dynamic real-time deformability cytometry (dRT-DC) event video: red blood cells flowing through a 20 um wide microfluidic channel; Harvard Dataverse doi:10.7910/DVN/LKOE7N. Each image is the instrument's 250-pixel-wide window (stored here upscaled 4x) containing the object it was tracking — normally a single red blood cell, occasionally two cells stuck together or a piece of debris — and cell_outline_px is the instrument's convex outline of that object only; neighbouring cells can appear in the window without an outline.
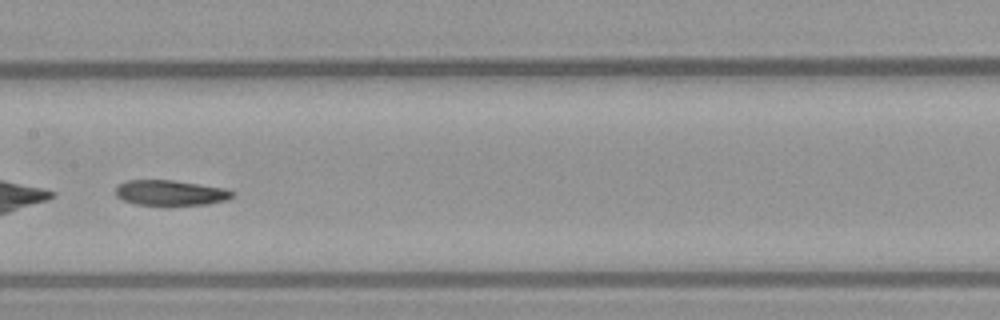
{"species": "common noctule bat (a hibernating species)", "species_latin": "Nyctalus noctula", "temperature_condition": "warm", "stored_images_in_passage": 50, "camera_frame_rate_fps": 3000, "um_per_image_px": 0.085, "animal": {"sex": "female", "body_mass_g": 21.9}, "frame": {"image": 1, "passage_image": 25, "time_ms": 8.0, "image_size_px": [1000, 320], "cell_outline_px": [[236, 192], [228, 200], [208, 204], [164, 208], [136, 204], [124, 200], [116, 196], [116, 188], [120, 184], [128, 180], [172, 180], [224, 188]], "centroid_in_image_um": [14.51, 16.44], "position_along_channel_um": 192.9, "area_um2": 17.92}}
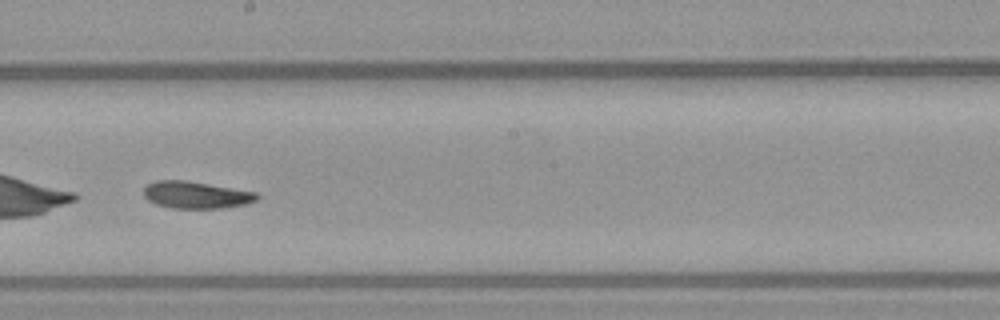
{"frame": {"image": 2, "passage_image": 28, "time_ms": 9.0, "image_size_px": [1000, 320], "cell_outline_px": [[260, 196], [256, 200], [244, 204], [220, 208], [172, 208], [156, 204], [148, 200], [144, 196], [144, 188], [148, 184], [156, 180], [184, 180], [256, 192]], "centroid_in_image_um": [16.64, 16.56], "position_along_channel_um": 231.6, "area_um2": 17.63}}
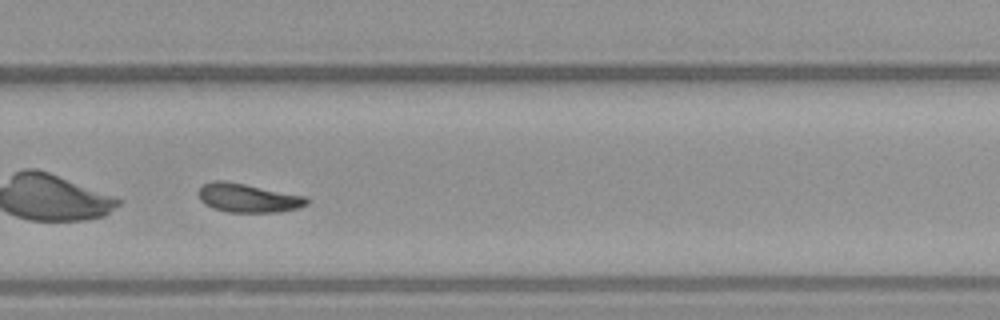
{"frame": {"image": 3, "passage_image": 34, "time_ms": 11.0, "image_size_px": [1000, 320], "cell_outline_px": [[308, 204], [300, 208], [280, 212], [228, 212], [212, 208], [204, 204], [200, 200], [196, 192], [204, 184], [212, 180], [224, 180], [308, 196]], "centroid_in_image_um": [21.08, 16.82], "position_along_channel_um": 308.7, "area_um2": 18.5}, "authors_computed_cell_mechanics": {"area_um2": 18.5538, "velocity_mm_per_s": 3.87, "shape_relaxation_time_tau1_ms": 1.7342, "shape_relaxation_time_tau2_ms": null, "deformation_change_tau1": 0.2359, "deformation_change_tau2": null}}